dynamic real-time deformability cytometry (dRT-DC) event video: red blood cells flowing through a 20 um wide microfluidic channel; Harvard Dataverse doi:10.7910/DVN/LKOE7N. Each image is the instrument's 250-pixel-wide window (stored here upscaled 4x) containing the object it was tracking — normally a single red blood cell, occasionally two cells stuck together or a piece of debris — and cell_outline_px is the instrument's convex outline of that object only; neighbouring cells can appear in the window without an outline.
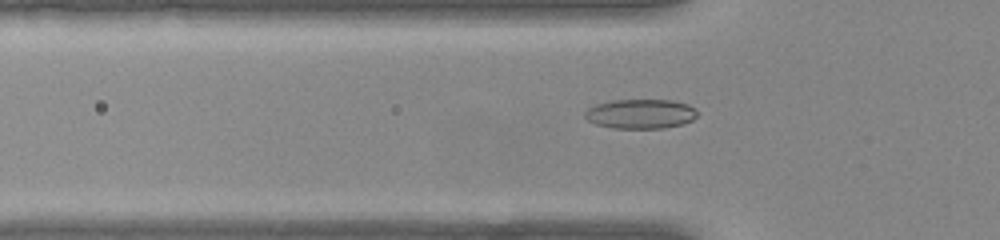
{"species": "common noctule bat (a hibernating species)", "species_latin": "Nyctalus noctula", "temperature_condition": "warm", "stored_images_in_passage": 42, "camera_frame_rate_fps": 3000, "um_per_image_px": 0.085, "animal": {"sex": "female", "body_mass_g": 22.0, "forearm_length_mm": 56.7}, "frame": {"image": 1, "passage_image": 7, "time_ms": 2.0, "image_size_px": [1000, 240], "cell_outline_px": [[696, 116], [692, 120], [680, 124], [664, 128], [612, 128], [596, 124], [588, 120], [584, 116], [584, 112], [588, 108], [596, 104], [612, 100], [672, 100], [688, 104], [696, 112]], "centroid_in_image_um": [54.4, 9.67], "position_along_channel_um": 71.4, "area_um2": 19.19}}
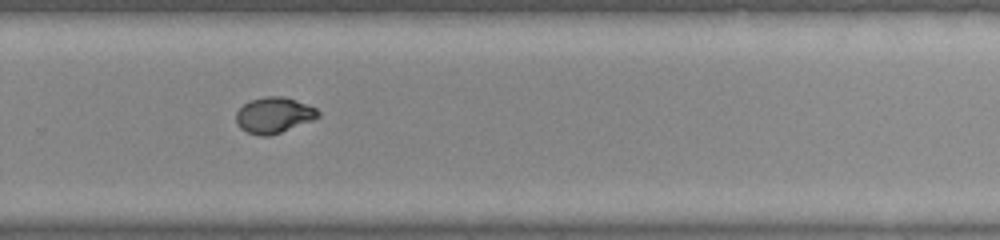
{"frame": {"image": 2, "passage_image": 25, "time_ms": 8.0, "image_size_px": [1000, 240], "cell_outline_px": [[320, 116], [312, 120], [280, 132], [268, 136], [260, 136], [248, 132], [240, 128], [236, 124], [236, 112], [248, 100], [264, 96], [284, 96], [296, 100], [316, 108], [320, 112]], "centroid_in_image_um": [23.26, 9.77], "position_along_channel_um": 306.5, "area_um2": 17.11}}
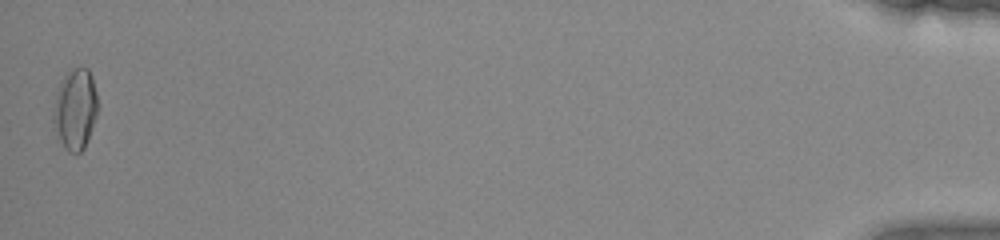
{"frame": {"image": 3, "passage_image": 42, "time_ms": 13.667, "image_size_px": [1000, 240], "cell_outline_px": [[96, 116], [84, 148], [80, 152], [68, 152], [64, 148], [60, 140], [52, 120], [52, 116], [60, 84], [64, 76], [68, 72], [76, 68], [88, 68], [92, 76], [96, 92]], "centroid_in_image_um": [6.4, 9.29], "position_along_channel_um": 428.8, "area_um2": 20.29}, "authors_computed_cell_mechanics": {"area_um2": 17.34, "velocity_mm_per_s": 3.9212, "shape_relaxation_time_tau1_ms": null, "shape_relaxation_time_tau2_ms": 1.4041, "deformation_change_tau1": null, "deformation_change_tau2": 0.0466}}